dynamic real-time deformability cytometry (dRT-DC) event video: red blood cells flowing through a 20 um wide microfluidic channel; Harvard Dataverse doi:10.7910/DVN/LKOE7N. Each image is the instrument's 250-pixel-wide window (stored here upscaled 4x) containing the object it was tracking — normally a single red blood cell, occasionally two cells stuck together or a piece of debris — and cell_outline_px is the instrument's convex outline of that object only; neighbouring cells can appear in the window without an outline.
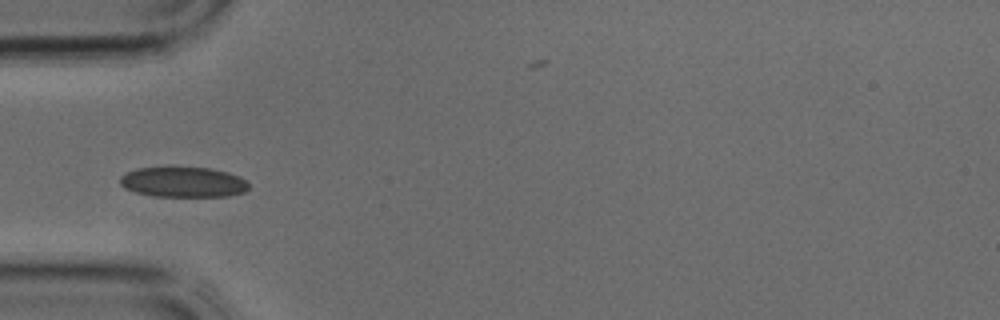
{"species": "common noctule bat (a hibernating species)", "species_latin": "Nyctalus noctula", "temperature_condition": "cold", "stored_images_in_passage": 25, "camera_frame_rate_fps": 3000, "um_per_image_px": 0.085, "animal": {"sex": "male", "body_mass_g": 17.9, "forearm_length_mm": 54.2}, "frame": {"image": 1, "passage_image": 4, "time_ms": 1.0, "image_size_px": [1000, 320], "cell_outline_px": [[248, 188], [244, 192], [228, 196], [152, 196], [136, 192], [124, 188], [120, 184], [120, 176], [136, 168], [208, 168], [240, 176], [248, 184]], "centroid_in_image_um": [15.55, 15.49], "position_along_channel_um": 69.5, "area_um2": 22.37}}
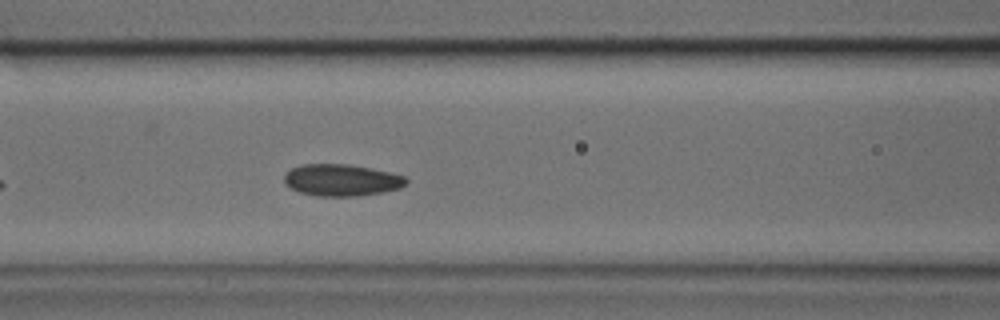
{"frame": {"image": 2, "passage_image": 8, "time_ms": 2.333, "image_size_px": [1000, 320], "cell_outline_px": [[408, 180], [400, 188], [380, 192], [356, 196], [316, 196], [300, 192], [284, 184], [284, 176], [292, 168], [304, 164], [348, 164], [372, 168], [404, 176]], "centroid_in_image_um": [29.01, 15.3], "position_along_channel_um": 137.6, "area_um2": 22.37}}